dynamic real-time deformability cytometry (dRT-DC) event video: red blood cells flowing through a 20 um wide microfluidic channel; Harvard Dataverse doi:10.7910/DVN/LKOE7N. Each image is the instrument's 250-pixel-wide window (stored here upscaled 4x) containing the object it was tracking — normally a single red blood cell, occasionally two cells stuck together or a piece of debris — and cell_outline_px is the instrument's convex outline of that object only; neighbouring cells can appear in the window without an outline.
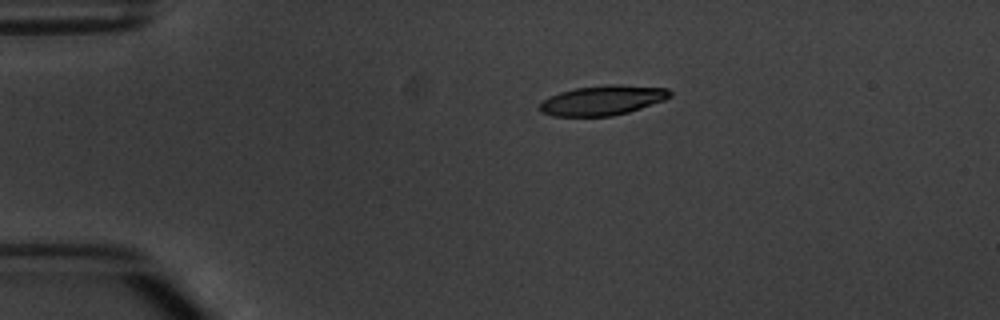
{"species": "common noctule bat (a hibernating species)", "species_latin": "Nyctalus noctula", "temperature_condition": "warm", "stored_images_in_passage": 2, "camera_frame_rate_fps": 3000, "um_per_image_px": 0.085, "animal": {"sex": "male", "body_mass_g": 20.1, "forearm_length_mm": 53.5}, "frame": {"image": 1, "passage_image": 2, "time_ms": 1.333, "image_size_px": [1000, 320], "cell_outline_px": [[672, 96], [664, 100], [628, 112], [612, 116], [552, 116], [540, 112], [540, 104], [544, 100], [560, 92], [576, 88], [612, 84], [620, 84], [668, 88], [672, 92]], "centroid_in_image_um": [51.25, 8.52], "position_along_channel_um": 33.7, "area_um2": 22.48}}